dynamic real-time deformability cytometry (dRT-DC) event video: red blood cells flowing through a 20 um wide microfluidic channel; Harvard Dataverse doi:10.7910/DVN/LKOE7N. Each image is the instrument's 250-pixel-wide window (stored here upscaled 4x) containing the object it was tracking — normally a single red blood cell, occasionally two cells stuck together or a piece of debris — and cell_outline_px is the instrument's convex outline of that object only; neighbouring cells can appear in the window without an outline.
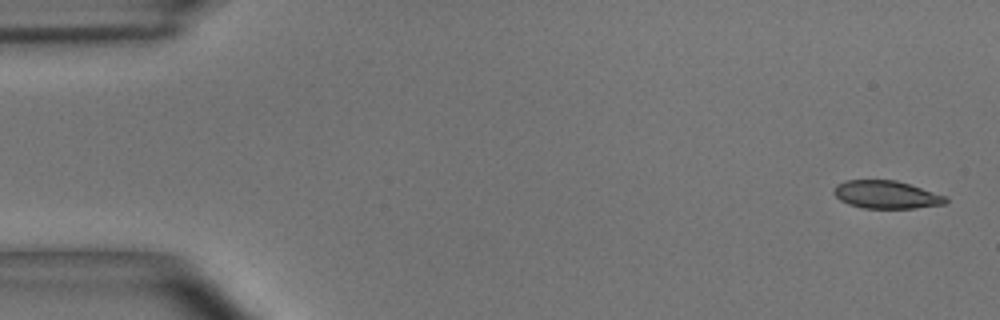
{"species": "common noctule bat (a hibernating species)", "species_latin": "Nyctalus noctula", "temperature_condition": "room temperature", "stored_images_in_passage": 5, "camera_frame_rate_fps": 3000, "um_per_image_px": 0.085, "animal": {"sex": "male", "body_mass_g": 15.6}, "frame": {"image": 1, "passage_image": 1, "time_ms": 0.0, "image_size_px": [1000, 320], "cell_outline_px": [[948, 204], [916, 208], [864, 208], [848, 204], [840, 200], [832, 192], [832, 188], [836, 184], [844, 180], [896, 180], [948, 196]], "centroid_in_image_um": [75.35, 16.54], "position_along_channel_um": 9.7, "area_um2": 18.44}}
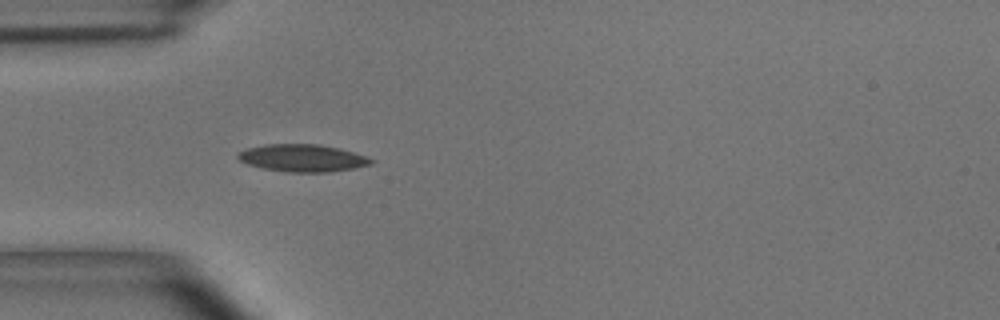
{"frame": {"image": 2, "passage_image": 5, "time_ms": 1.333, "image_size_px": [1000, 320], "cell_outline_px": [[376, 160], [372, 164], [352, 168], [328, 172], [284, 172], [260, 168], [248, 164], [240, 160], [236, 156], [240, 152], [248, 148], [268, 144], [316, 144], [340, 148], [368, 156]], "centroid_in_image_um": [25.75, 13.43], "position_along_channel_um": 59.3, "area_um2": 21.27}}